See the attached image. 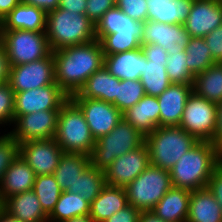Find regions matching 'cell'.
Returning <instances> with one entry per match:
<instances>
[{
    "label": "cell",
    "instance_id": "d6a6232c",
    "mask_svg": "<svg viewBox=\"0 0 222 222\" xmlns=\"http://www.w3.org/2000/svg\"><path fill=\"white\" fill-rule=\"evenodd\" d=\"M145 95L159 96L172 83L169 80L165 65L161 62L147 61L144 56L143 73L140 76Z\"/></svg>",
    "mask_w": 222,
    "mask_h": 222
},
{
    "label": "cell",
    "instance_id": "f907efd6",
    "mask_svg": "<svg viewBox=\"0 0 222 222\" xmlns=\"http://www.w3.org/2000/svg\"><path fill=\"white\" fill-rule=\"evenodd\" d=\"M213 143L222 151V101L217 104V118Z\"/></svg>",
    "mask_w": 222,
    "mask_h": 222
},
{
    "label": "cell",
    "instance_id": "4dcf8cb0",
    "mask_svg": "<svg viewBox=\"0 0 222 222\" xmlns=\"http://www.w3.org/2000/svg\"><path fill=\"white\" fill-rule=\"evenodd\" d=\"M192 91L212 103L219 104L222 101V63L215 62L195 75Z\"/></svg>",
    "mask_w": 222,
    "mask_h": 222
},
{
    "label": "cell",
    "instance_id": "4316f807",
    "mask_svg": "<svg viewBox=\"0 0 222 222\" xmlns=\"http://www.w3.org/2000/svg\"><path fill=\"white\" fill-rule=\"evenodd\" d=\"M128 204L125 188L107 185L90 203V217L94 222H104Z\"/></svg>",
    "mask_w": 222,
    "mask_h": 222
},
{
    "label": "cell",
    "instance_id": "44dd1931",
    "mask_svg": "<svg viewBox=\"0 0 222 222\" xmlns=\"http://www.w3.org/2000/svg\"><path fill=\"white\" fill-rule=\"evenodd\" d=\"M33 169L19 155L4 173L0 185V205L10 196L33 189Z\"/></svg>",
    "mask_w": 222,
    "mask_h": 222
},
{
    "label": "cell",
    "instance_id": "ac0fdd59",
    "mask_svg": "<svg viewBox=\"0 0 222 222\" xmlns=\"http://www.w3.org/2000/svg\"><path fill=\"white\" fill-rule=\"evenodd\" d=\"M192 85L172 83L161 95L159 126H179Z\"/></svg>",
    "mask_w": 222,
    "mask_h": 222
},
{
    "label": "cell",
    "instance_id": "cb8c5ba5",
    "mask_svg": "<svg viewBox=\"0 0 222 222\" xmlns=\"http://www.w3.org/2000/svg\"><path fill=\"white\" fill-rule=\"evenodd\" d=\"M120 79L111 75L104 65L94 72L81 87V89L70 98H93L110 102L115 106L117 85Z\"/></svg>",
    "mask_w": 222,
    "mask_h": 222
},
{
    "label": "cell",
    "instance_id": "7c38bea8",
    "mask_svg": "<svg viewBox=\"0 0 222 222\" xmlns=\"http://www.w3.org/2000/svg\"><path fill=\"white\" fill-rule=\"evenodd\" d=\"M70 97L55 82L41 88L15 92L14 120L41 110H60Z\"/></svg>",
    "mask_w": 222,
    "mask_h": 222
},
{
    "label": "cell",
    "instance_id": "f35d334b",
    "mask_svg": "<svg viewBox=\"0 0 222 222\" xmlns=\"http://www.w3.org/2000/svg\"><path fill=\"white\" fill-rule=\"evenodd\" d=\"M19 156V143L9 133L0 136V185L6 170Z\"/></svg>",
    "mask_w": 222,
    "mask_h": 222
},
{
    "label": "cell",
    "instance_id": "ee69618b",
    "mask_svg": "<svg viewBox=\"0 0 222 222\" xmlns=\"http://www.w3.org/2000/svg\"><path fill=\"white\" fill-rule=\"evenodd\" d=\"M207 188L212 192L222 211V162L213 170Z\"/></svg>",
    "mask_w": 222,
    "mask_h": 222
},
{
    "label": "cell",
    "instance_id": "f1b7e54d",
    "mask_svg": "<svg viewBox=\"0 0 222 222\" xmlns=\"http://www.w3.org/2000/svg\"><path fill=\"white\" fill-rule=\"evenodd\" d=\"M186 222H222L221 207L207 187L191 191Z\"/></svg>",
    "mask_w": 222,
    "mask_h": 222
},
{
    "label": "cell",
    "instance_id": "f546056e",
    "mask_svg": "<svg viewBox=\"0 0 222 222\" xmlns=\"http://www.w3.org/2000/svg\"><path fill=\"white\" fill-rule=\"evenodd\" d=\"M90 164L89 155L64 152L53 173L61 190L75 193V182Z\"/></svg>",
    "mask_w": 222,
    "mask_h": 222
},
{
    "label": "cell",
    "instance_id": "8fae6325",
    "mask_svg": "<svg viewBox=\"0 0 222 222\" xmlns=\"http://www.w3.org/2000/svg\"><path fill=\"white\" fill-rule=\"evenodd\" d=\"M7 83L14 92L41 88L55 83L53 53L40 60L18 66H10Z\"/></svg>",
    "mask_w": 222,
    "mask_h": 222
},
{
    "label": "cell",
    "instance_id": "5bb4252c",
    "mask_svg": "<svg viewBox=\"0 0 222 222\" xmlns=\"http://www.w3.org/2000/svg\"><path fill=\"white\" fill-rule=\"evenodd\" d=\"M150 165L149 149L144 142L116 158L104 171L106 184L125 188Z\"/></svg>",
    "mask_w": 222,
    "mask_h": 222
},
{
    "label": "cell",
    "instance_id": "6da1fadb",
    "mask_svg": "<svg viewBox=\"0 0 222 222\" xmlns=\"http://www.w3.org/2000/svg\"><path fill=\"white\" fill-rule=\"evenodd\" d=\"M55 82L69 96L76 94L86 80L104 65L101 43L68 46L53 51Z\"/></svg>",
    "mask_w": 222,
    "mask_h": 222
},
{
    "label": "cell",
    "instance_id": "836d02e7",
    "mask_svg": "<svg viewBox=\"0 0 222 222\" xmlns=\"http://www.w3.org/2000/svg\"><path fill=\"white\" fill-rule=\"evenodd\" d=\"M186 46L177 43L173 45V50H167L166 72L171 83L192 85L194 74L188 69L186 63Z\"/></svg>",
    "mask_w": 222,
    "mask_h": 222
},
{
    "label": "cell",
    "instance_id": "277c9868",
    "mask_svg": "<svg viewBox=\"0 0 222 222\" xmlns=\"http://www.w3.org/2000/svg\"><path fill=\"white\" fill-rule=\"evenodd\" d=\"M45 33L52 52L97 39L95 23L85 14H75L61 8L46 13Z\"/></svg>",
    "mask_w": 222,
    "mask_h": 222
},
{
    "label": "cell",
    "instance_id": "7dc6e473",
    "mask_svg": "<svg viewBox=\"0 0 222 222\" xmlns=\"http://www.w3.org/2000/svg\"><path fill=\"white\" fill-rule=\"evenodd\" d=\"M87 0H60L58 8L65 9L75 14H85Z\"/></svg>",
    "mask_w": 222,
    "mask_h": 222
},
{
    "label": "cell",
    "instance_id": "8992f818",
    "mask_svg": "<svg viewBox=\"0 0 222 222\" xmlns=\"http://www.w3.org/2000/svg\"><path fill=\"white\" fill-rule=\"evenodd\" d=\"M145 142L150 164L170 170L199 141L179 126H159L145 137Z\"/></svg>",
    "mask_w": 222,
    "mask_h": 222
},
{
    "label": "cell",
    "instance_id": "b9f144b4",
    "mask_svg": "<svg viewBox=\"0 0 222 222\" xmlns=\"http://www.w3.org/2000/svg\"><path fill=\"white\" fill-rule=\"evenodd\" d=\"M116 6V0H87L85 15L96 24L106 11Z\"/></svg>",
    "mask_w": 222,
    "mask_h": 222
},
{
    "label": "cell",
    "instance_id": "603a6c76",
    "mask_svg": "<svg viewBox=\"0 0 222 222\" xmlns=\"http://www.w3.org/2000/svg\"><path fill=\"white\" fill-rule=\"evenodd\" d=\"M159 114L157 97L145 95L138 103L123 113V118L146 137L159 127Z\"/></svg>",
    "mask_w": 222,
    "mask_h": 222
},
{
    "label": "cell",
    "instance_id": "74e56055",
    "mask_svg": "<svg viewBox=\"0 0 222 222\" xmlns=\"http://www.w3.org/2000/svg\"><path fill=\"white\" fill-rule=\"evenodd\" d=\"M144 96L145 92L140 80H120L117 85L115 106L124 113Z\"/></svg>",
    "mask_w": 222,
    "mask_h": 222
},
{
    "label": "cell",
    "instance_id": "60d3db41",
    "mask_svg": "<svg viewBox=\"0 0 222 222\" xmlns=\"http://www.w3.org/2000/svg\"><path fill=\"white\" fill-rule=\"evenodd\" d=\"M116 7L137 22L144 23L148 20L146 0H116Z\"/></svg>",
    "mask_w": 222,
    "mask_h": 222
},
{
    "label": "cell",
    "instance_id": "d590c367",
    "mask_svg": "<svg viewBox=\"0 0 222 222\" xmlns=\"http://www.w3.org/2000/svg\"><path fill=\"white\" fill-rule=\"evenodd\" d=\"M185 51L188 69L194 75L205 71L216 62L203 37H191Z\"/></svg>",
    "mask_w": 222,
    "mask_h": 222
},
{
    "label": "cell",
    "instance_id": "ab89813d",
    "mask_svg": "<svg viewBox=\"0 0 222 222\" xmlns=\"http://www.w3.org/2000/svg\"><path fill=\"white\" fill-rule=\"evenodd\" d=\"M15 92L8 83L0 84V125L14 123Z\"/></svg>",
    "mask_w": 222,
    "mask_h": 222
},
{
    "label": "cell",
    "instance_id": "7402d4cb",
    "mask_svg": "<svg viewBox=\"0 0 222 222\" xmlns=\"http://www.w3.org/2000/svg\"><path fill=\"white\" fill-rule=\"evenodd\" d=\"M104 67L120 80H140L144 68V54L141 48H137L104 55Z\"/></svg>",
    "mask_w": 222,
    "mask_h": 222
},
{
    "label": "cell",
    "instance_id": "f5cc1de1",
    "mask_svg": "<svg viewBox=\"0 0 222 222\" xmlns=\"http://www.w3.org/2000/svg\"><path fill=\"white\" fill-rule=\"evenodd\" d=\"M138 222H165V221L157 217L152 211H148V212H141Z\"/></svg>",
    "mask_w": 222,
    "mask_h": 222
},
{
    "label": "cell",
    "instance_id": "db71d44e",
    "mask_svg": "<svg viewBox=\"0 0 222 222\" xmlns=\"http://www.w3.org/2000/svg\"><path fill=\"white\" fill-rule=\"evenodd\" d=\"M62 222H94L90 215L73 217L71 219L64 220Z\"/></svg>",
    "mask_w": 222,
    "mask_h": 222
},
{
    "label": "cell",
    "instance_id": "bcb514c9",
    "mask_svg": "<svg viewBox=\"0 0 222 222\" xmlns=\"http://www.w3.org/2000/svg\"><path fill=\"white\" fill-rule=\"evenodd\" d=\"M141 211L132 205H127L124 209L114 213L104 222H138Z\"/></svg>",
    "mask_w": 222,
    "mask_h": 222
},
{
    "label": "cell",
    "instance_id": "d4e9b609",
    "mask_svg": "<svg viewBox=\"0 0 222 222\" xmlns=\"http://www.w3.org/2000/svg\"><path fill=\"white\" fill-rule=\"evenodd\" d=\"M190 196L191 191L172 187L156 204L152 212L165 222H186Z\"/></svg>",
    "mask_w": 222,
    "mask_h": 222
},
{
    "label": "cell",
    "instance_id": "7bdbcfd3",
    "mask_svg": "<svg viewBox=\"0 0 222 222\" xmlns=\"http://www.w3.org/2000/svg\"><path fill=\"white\" fill-rule=\"evenodd\" d=\"M212 58L219 62L222 59V24L204 37Z\"/></svg>",
    "mask_w": 222,
    "mask_h": 222
},
{
    "label": "cell",
    "instance_id": "816d5d0a",
    "mask_svg": "<svg viewBox=\"0 0 222 222\" xmlns=\"http://www.w3.org/2000/svg\"><path fill=\"white\" fill-rule=\"evenodd\" d=\"M20 3L21 0H0V23Z\"/></svg>",
    "mask_w": 222,
    "mask_h": 222
},
{
    "label": "cell",
    "instance_id": "ba28073f",
    "mask_svg": "<svg viewBox=\"0 0 222 222\" xmlns=\"http://www.w3.org/2000/svg\"><path fill=\"white\" fill-rule=\"evenodd\" d=\"M172 187L170 171L150 164L125 187L128 204L141 212L152 211Z\"/></svg>",
    "mask_w": 222,
    "mask_h": 222
},
{
    "label": "cell",
    "instance_id": "52a82bcc",
    "mask_svg": "<svg viewBox=\"0 0 222 222\" xmlns=\"http://www.w3.org/2000/svg\"><path fill=\"white\" fill-rule=\"evenodd\" d=\"M144 142L145 136L122 118L109 134L95 141L90 155L91 164L105 171L116 158L140 147Z\"/></svg>",
    "mask_w": 222,
    "mask_h": 222
},
{
    "label": "cell",
    "instance_id": "ffe728a7",
    "mask_svg": "<svg viewBox=\"0 0 222 222\" xmlns=\"http://www.w3.org/2000/svg\"><path fill=\"white\" fill-rule=\"evenodd\" d=\"M0 207L21 222H48V214L33 190L8 197Z\"/></svg>",
    "mask_w": 222,
    "mask_h": 222
},
{
    "label": "cell",
    "instance_id": "5b68a950",
    "mask_svg": "<svg viewBox=\"0 0 222 222\" xmlns=\"http://www.w3.org/2000/svg\"><path fill=\"white\" fill-rule=\"evenodd\" d=\"M54 139L63 152L92 154L96 140L82 110L71 98L60 108Z\"/></svg>",
    "mask_w": 222,
    "mask_h": 222
},
{
    "label": "cell",
    "instance_id": "3957f363",
    "mask_svg": "<svg viewBox=\"0 0 222 222\" xmlns=\"http://www.w3.org/2000/svg\"><path fill=\"white\" fill-rule=\"evenodd\" d=\"M142 29L143 23L131 19L116 6L95 24L96 38L104 55L141 48Z\"/></svg>",
    "mask_w": 222,
    "mask_h": 222
},
{
    "label": "cell",
    "instance_id": "1f68e13d",
    "mask_svg": "<svg viewBox=\"0 0 222 222\" xmlns=\"http://www.w3.org/2000/svg\"><path fill=\"white\" fill-rule=\"evenodd\" d=\"M90 213V203L79 194L62 191L54 209L48 215V222H62Z\"/></svg>",
    "mask_w": 222,
    "mask_h": 222
},
{
    "label": "cell",
    "instance_id": "8d00e7d4",
    "mask_svg": "<svg viewBox=\"0 0 222 222\" xmlns=\"http://www.w3.org/2000/svg\"><path fill=\"white\" fill-rule=\"evenodd\" d=\"M32 190L37 195L42 209L48 215L52 212L62 194V190L53 174L37 175Z\"/></svg>",
    "mask_w": 222,
    "mask_h": 222
},
{
    "label": "cell",
    "instance_id": "11a10c76",
    "mask_svg": "<svg viewBox=\"0 0 222 222\" xmlns=\"http://www.w3.org/2000/svg\"><path fill=\"white\" fill-rule=\"evenodd\" d=\"M0 222H21L14 217L8 215L1 207H0Z\"/></svg>",
    "mask_w": 222,
    "mask_h": 222
},
{
    "label": "cell",
    "instance_id": "e575fe53",
    "mask_svg": "<svg viewBox=\"0 0 222 222\" xmlns=\"http://www.w3.org/2000/svg\"><path fill=\"white\" fill-rule=\"evenodd\" d=\"M105 186L104 171L90 164L75 182V193L91 203Z\"/></svg>",
    "mask_w": 222,
    "mask_h": 222
},
{
    "label": "cell",
    "instance_id": "d6986e66",
    "mask_svg": "<svg viewBox=\"0 0 222 222\" xmlns=\"http://www.w3.org/2000/svg\"><path fill=\"white\" fill-rule=\"evenodd\" d=\"M190 38L182 24H165L147 20L143 23L141 44H156L167 51L173 50L175 43L187 46Z\"/></svg>",
    "mask_w": 222,
    "mask_h": 222
},
{
    "label": "cell",
    "instance_id": "9c48e42d",
    "mask_svg": "<svg viewBox=\"0 0 222 222\" xmlns=\"http://www.w3.org/2000/svg\"><path fill=\"white\" fill-rule=\"evenodd\" d=\"M0 43L10 66H18L48 57L52 50L45 31L0 30Z\"/></svg>",
    "mask_w": 222,
    "mask_h": 222
},
{
    "label": "cell",
    "instance_id": "f6af8a7d",
    "mask_svg": "<svg viewBox=\"0 0 222 222\" xmlns=\"http://www.w3.org/2000/svg\"><path fill=\"white\" fill-rule=\"evenodd\" d=\"M141 49L147 61L161 62L162 65H166L168 53L164 47L156 44H142Z\"/></svg>",
    "mask_w": 222,
    "mask_h": 222
},
{
    "label": "cell",
    "instance_id": "c3c4849f",
    "mask_svg": "<svg viewBox=\"0 0 222 222\" xmlns=\"http://www.w3.org/2000/svg\"><path fill=\"white\" fill-rule=\"evenodd\" d=\"M10 71V64L6 50L0 43V84L7 83Z\"/></svg>",
    "mask_w": 222,
    "mask_h": 222
},
{
    "label": "cell",
    "instance_id": "484cf974",
    "mask_svg": "<svg viewBox=\"0 0 222 222\" xmlns=\"http://www.w3.org/2000/svg\"><path fill=\"white\" fill-rule=\"evenodd\" d=\"M46 31V13L21 2L0 23V30Z\"/></svg>",
    "mask_w": 222,
    "mask_h": 222
},
{
    "label": "cell",
    "instance_id": "83f0119b",
    "mask_svg": "<svg viewBox=\"0 0 222 222\" xmlns=\"http://www.w3.org/2000/svg\"><path fill=\"white\" fill-rule=\"evenodd\" d=\"M148 20L182 24L187 20L194 0H146Z\"/></svg>",
    "mask_w": 222,
    "mask_h": 222
},
{
    "label": "cell",
    "instance_id": "e0dca14e",
    "mask_svg": "<svg viewBox=\"0 0 222 222\" xmlns=\"http://www.w3.org/2000/svg\"><path fill=\"white\" fill-rule=\"evenodd\" d=\"M221 24V0H194L183 26L190 37L204 38Z\"/></svg>",
    "mask_w": 222,
    "mask_h": 222
},
{
    "label": "cell",
    "instance_id": "7a4b0ae2",
    "mask_svg": "<svg viewBox=\"0 0 222 222\" xmlns=\"http://www.w3.org/2000/svg\"><path fill=\"white\" fill-rule=\"evenodd\" d=\"M222 162V151L212 142L199 141L169 170L172 185L189 191L205 188Z\"/></svg>",
    "mask_w": 222,
    "mask_h": 222
},
{
    "label": "cell",
    "instance_id": "9a60e30c",
    "mask_svg": "<svg viewBox=\"0 0 222 222\" xmlns=\"http://www.w3.org/2000/svg\"><path fill=\"white\" fill-rule=\"evenodd\" d=\"M71 99L82 110L95 140L109 134L123 118V113L110 102L93 98Z\"/></svg>",
    "mask_w": 222,
    "mask_h": 222
},
{
    "label": "cell",
    "instance_id": "4fadbf2b",
    "mask_svg": "<svg viewBox=\"0 0 222 222\" xmlns=\"http://www.w3.org/2000/svg\"><path fill=\"white\" fill-rule=\"evenodd\" d=\"M60 110H41L18 116L13 131L8 132L18 143L52 139L55 136Z\"/></svg>",
    "mask_w": 222,
    "mask_h": 222
},
{
    "label": "cell",
    "instance_id": "2e32d148",
    "mask_svg": "<svg viewBox=\"0 0 222 222\" xmlns=\"http://www.w3.org/2000/svg\"><path fill=\"white\" fill-rule=\"evenodd\" d=\"M63 153L54 138L19 143V155L36 176L53 174Z\"/></svg>",
    "mask_w": 222,
    "mask_h": 222
},
{
    "label": "cell",
    "instance_id": "681fc988",
    "mask_svg": "<svg viewBox=\"0 0 222 222\" xmlns=\"http://www.w3.org/2000/svg\"><path fill=\"white\" fill-rule=\"evenodd\" d=\"M21 2L33 5L48 13L58 8L60 0H21Z\"/></svg>",
    "mask_w": 222,
    "mask_h": 222
},
{
    "label": "cell",
    "instance_id": "30bf717a",
    "mask_svg": "<svg viewBox=\"0 0 222 222\" xmlns=\"http://www.w3.org/2000/svg\"><path fill=\"white\" fill-rule=\"evenodd\" d=\"M217 118V104L195 94L189 95L179 127L198 141L213 143Z\"/></svg>",
    "mask_w": 222,
    "mask_h": 222
}]
</instances>
